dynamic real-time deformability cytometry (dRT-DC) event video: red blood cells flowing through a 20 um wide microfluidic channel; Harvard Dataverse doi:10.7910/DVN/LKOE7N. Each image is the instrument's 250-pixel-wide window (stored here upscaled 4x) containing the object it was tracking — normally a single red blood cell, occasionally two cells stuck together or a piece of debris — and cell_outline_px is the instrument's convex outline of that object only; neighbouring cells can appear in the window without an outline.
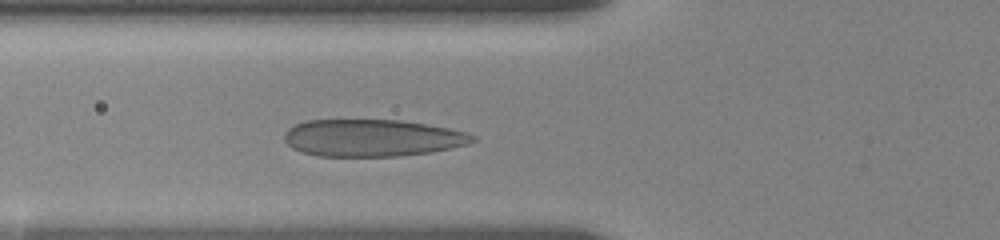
{"species": "human", "species_latin": "Homo sapiens", "temperature_condition": "room temperature", "stored_images_in_passage": 5, "camera_frame_rate_fps": 3000, "um_per_image_px": 0.085, "donor": {"sex": "female"}, "frame": {"image": 1, "passage_image": 5, "time_ms": 3.667, "image_size_px": [1000, 240], "cell_outline_px": [[476, 140], [468, 144], [432, 152], [400, 156], [320, 156], [300, 152], [292, 148], [284, 140], [284, 132], [288, 128], [296, 124], [308, 120], [400, 120], [448, 128], [468, 132], [476, 136]], "centroid_in_image_um": [31.63, 11.72], "position_along_channel_um": 94.2, "area_um2": 40.81}}